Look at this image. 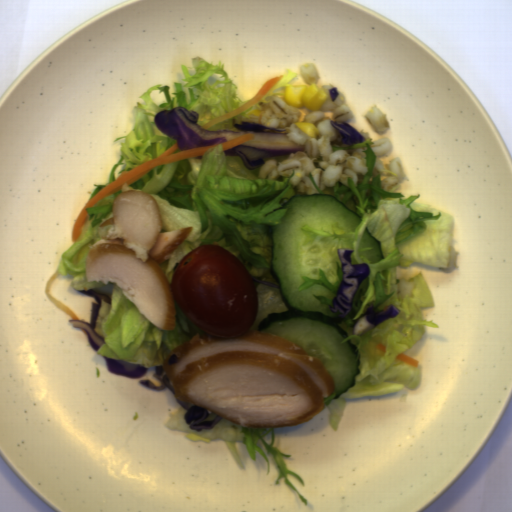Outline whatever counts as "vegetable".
<instances>
[{"mask_svg": "<svg viewBox=\"0 0 512 512\" xmlns=\"http://www.w3.org/2000/svg\"><path fill=\"white\" fill-rule=\"evenodd\" d=\"M222 144L202 156L159 164L143 177L108 195L92 208L80 230L78 241L59 256L58 275H70L73 290H94L108 294L95 317L94 330L104 337L97 349L103 358L139 363L144 368L163 366L169 354L205 333L192 323L174 299L173 329L154 326L123 291L110 283L87 281L85 266L90 245L103 239L110 224L119 193L145 191L157 203L162 216L161 230L192 227L188 236L159 263L171 283L175 267L183 256L200 244H220L234 254L253 277L258 314L251 330L271 313L289 310L271 272L272 240L267 225L282 223L287 208H280L299 193L289 176L259 178L261 166L248 169L238 155H226Z\"/></svg>", "mask_w": 512, "mask_h": 512, "instance_id": "1", "label": "vegetable"}, {"mask_svg": "<svg viewBox=\"0 0 512 512\" xmlns=\"http://www.w3.org/2000/svg\"><path fill=\"white\" fill-rule=\"evenodd\" d=\"M373 138L354 143L351 146H332V153L366 147L365 164L368 168L360 185H355L347 176L348 188L339 180L334 195L339 202L347 204L356 196L355 214L362 219L355 230L342 229L336 222L331 232L324 228L303 225V235L298 244L310 245L319 236L321 239H335L329 248L331 264L337 279L330 282L325 271L318 269L320 278L302 275L299 291L323 284L332 293H338L343 281V271L338 249H353L351 264L368 263L370 274L364 278L353 295L351 310L344 316L347 327H354L368 307L376 313H383L394 306L399 310L394 318H387L377 326L360 335L353 333L343 339L356 346L360 362L359 374L354 385L334 398L333 392L323 401L330 414L331 428L337 431L344 414L347 398L370 397L399 393L405 388H418L421 380V366H412L396 360L409 347L419 341L426 328L440 329L433 319L422 317L421 307H435L436 301L422 270L413 272V263L436 267L441 271H454L458 250L452 247L454 216L448 212L415 202L421 194L406 197L403 193L381 189L380 173L373 176L377 156L371 146ZM403 197H406L403 199ZM367 226L368 231L381 240V252L385 256L378 263L358 253L359 242ZM340 343V344H341Z\"/></svg>", "mask_w": 512, "mask_h": 512, "instance_id": "2", "label": "vegetable"}, {"mask_svg": "<svg viewBox=\"0 0 512 512\" xmlns=\"http://www.w3.org/2000/svg\"><path fill=\"white\" fill-rule=\"evenodd\" d=\"M192 67L196 71L193 74L186 65L180 63L185 76L182 80L187 83L174 82L173 94L169 85L162 83L151 86L137 96L142 98L144 103L136 101L133 128L114 141L125 139V143L120 147V158L112 165L107 183H93L96 187L87 201L93 199L101 189L118 179L124 172L160 156L178 143L177 139L167 136L156 126L154 116L159 111L184 107L198 115L197 123L201 127L239 108L255 95L239 99V86L228 75L224 62L220 60L213 64L202 57H197L192 59Z\"/></svg>", "mask_w": 512, "mask_h": 512, "instance_id": "3", "label": "vegetable"}, {"mask_svg": "<svg viewBox=\"0 0 512 512\" xmlns=\"http://www.w3.org/2000/svg\"><path fill=\"white\" fill-rule=\"evenodd\" d=\"M187 409L180 408L175 412H169L168 418L163 423L167 429L186 432L185 436L190 441L209 442L213 439H222L227 445L233 459L239 469H246L235 442L243 443L247 453L251 458L256 460V451L264 458L267 464V474H270L271 465L267 454L271 455L278 470L275 484L280 485L281 479L284 478L285 484L290 486L298 495L304 505L308 506V499L297 489V487L288 479V475H292L300 486L305 487V480L299 473L291 471L286 466L284 457H291L290 453H283L277 447H273L275 443L274 427H244L236 425L226 420H218L210 430L195 431L191 430L186 423L184 414ZM258 439L264 444L265 450L257 443Z\"/></svg>", "mask_w": 512, "mask_h": 512, "instance_id": "4", "label": "vegetable"}, {"mask_svg": "<svg viewBox=\"0 0 512 512\" xmlns=\"http://www.w3.org/2000/svg\"><path fill=\"white\" fill-rule=\"evenodd\" d=\"M281 75H283L281 80L278 83H276L266 93V95L263 97V99L259 102H264V103L268 104L269 100H267L266 98L269 97L270 95H276L278 97L280 95H284V92H276V91L282 87L286 88V86H290L289 82L292 81L293 79H295L296 77H298L297 71H294L291 69H286L285 72ZM258 103H256L255 105L247 108L246 110H244V111H242L224 121H221L211 127L206 128L204 130L205 131L231 130V131H234L237 133L240 129L235 124H241L242 122H247L243 119L248 118L251 114H254L257 116L258 114L261 113L262 108L260 107V105Z\"/></svg>", "mask_w": 512, "mask_h": 512, "instance_id": "5", "label": "vegetable"}, {"mask_svg": "<svg viewBox=\"0 0 512 512\" xmlns=\"http://www.w3.org/2000/svg\"><path fill=\"white\" fill-rule=\"evenodd\" d=\"M289 155L287 156H269V157H262L263 159H265L267 161V159H276V166L282 162L283 160H285L286 158H288Z\"/></svg>", "mask_w": 512, "mask_h": 512, "instance_id": "6", "label": "vegetable"}, {"mask_svg": "<svg viewBox=\"0 0 512 512\" xmlns=\"http://www.w3.org/2000/svg\"><path fill=\"white\" fill-rule=\"evenodd\" d=\"M308 176H309V178H310L311 182L313 183L314 187L316 188L317 192H318L319 194H324V193L322 192V190L320 189V187L318 186V184H317V182H316V180H315V178H314V176H313L312 172H311Z\"/></svg>", "mask_w": 512, "mask_h": 512, "instance_id": "7", "label": "vegetable"}, {"mask_svg": "<svg viewBox=\"0 0 512 512\" xmlns=\"http://www.w3.org/2000/svg\"><path fill=\"white\" fill-rule=\"evenodd\" d=\"M215 417H217V413H215L211 410H208V415H207L206 419L201 422H211Z\"/></svg>", "mask_w": 512, "mask_h": 512, "instance_id": "8", "label": "vegetable"}]
</instances>
